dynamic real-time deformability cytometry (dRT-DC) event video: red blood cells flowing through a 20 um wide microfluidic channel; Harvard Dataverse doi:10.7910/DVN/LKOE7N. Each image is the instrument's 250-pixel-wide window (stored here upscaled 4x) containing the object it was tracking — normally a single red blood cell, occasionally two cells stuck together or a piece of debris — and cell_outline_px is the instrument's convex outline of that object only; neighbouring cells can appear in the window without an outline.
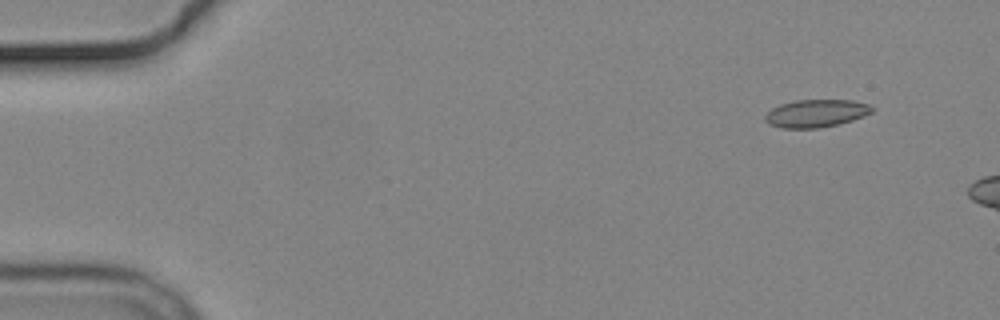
{"species": "common noctule bat (a hibernating species)", "species_latin": "Nyctalus noctula", "temperature_condition": "cold", "stored_images_in_passage": 4, "camera_frame_rate_fps": 3000, "um_per_image_px": 0.085, "animal": {"sex": "male", "body_mass_g": 19.2, "forearm_length_mm": 51.8}, "frame": {"image": 1, "passage_image": 2, "time_ms": 1.333, "image_size_px": [1000, 320], "cell_outline_px": [[876, 108], [872, 112], [864, 116], [840, 124], [820, 128], [780, 128], [768, 124], [764, 120], [764, 116], [772, 108], [780, 104], [796, 100], [852, 100], [872, 104]], "centroid_in_image_um": [69.39, 9.63], "position_along_channel_um": 15.6, "area_um2": 17.57}}